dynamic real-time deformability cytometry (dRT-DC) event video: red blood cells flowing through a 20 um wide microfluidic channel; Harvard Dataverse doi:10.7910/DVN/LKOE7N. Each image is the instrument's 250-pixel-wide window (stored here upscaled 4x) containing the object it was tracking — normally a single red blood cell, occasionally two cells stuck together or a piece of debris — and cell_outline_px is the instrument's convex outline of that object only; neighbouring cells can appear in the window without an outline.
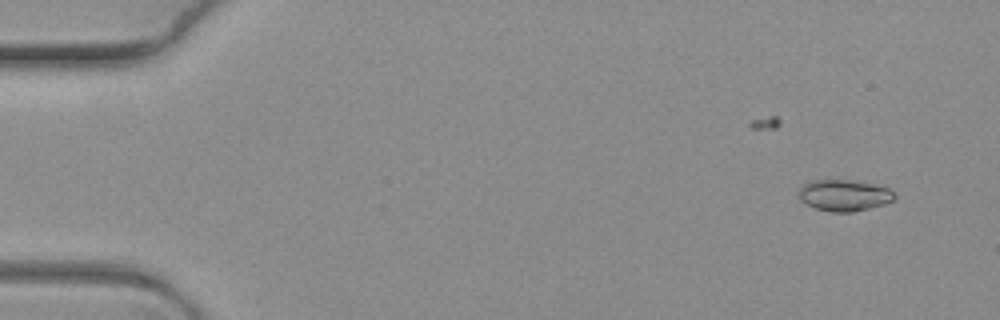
{"species": "common noctule bat (a hibernating species)", "species_latin": "Nyctalus noctula", "temperature_condition": "warm", "stored_images_in_passage": 9, "camera_frame_rate_fps": 3000, "um_per_image_px": 0.085, "animal": {"sex": "female", "body_mass_g": 19.3, "forearm_length_mm": 54.1}, "frame": {"image": 1, "passage_image": 2, "time_ms": 0.333, "image_size_px": [1000, 320], "cell_outline_px": [[896, 200], [884, 204], [852, 212], [832, 212], [816, 208], [800, 200], [800, 188], [804, 184], [812, 180], [856, 180], [888, 188], [896, 196]], "centroid_in_image_um": [71.78, 16.6], "position_along_channel_um": 13.2, "area_um2": 17.34}}
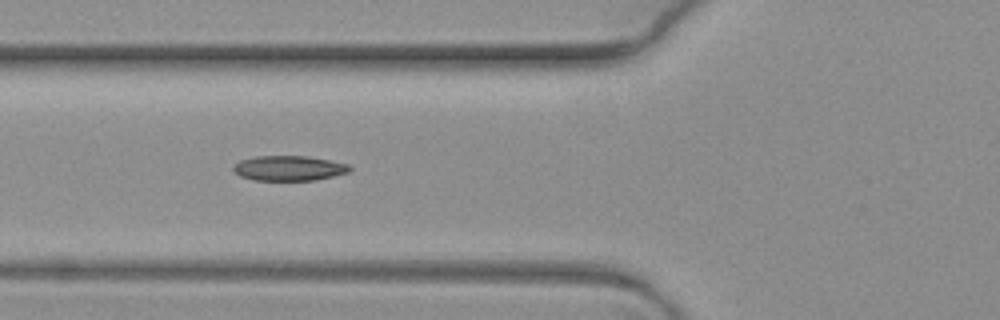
{"frame": {"image": 2, "passage_image": 8, "time_ms": 2.333, "image_size_px": [1000, 320], "cell_outline_px": [[352, 168], [348, 172], [316, 180], [252, 180], [240, 176], [232, 168], [232, 164], [240, 160], [256, 156], [308, 156], [348, 164]], "centroid_in_image_um": [24.52, 14.29], "position_along_channel_um": 101.3, "area_um2": 16.94}}
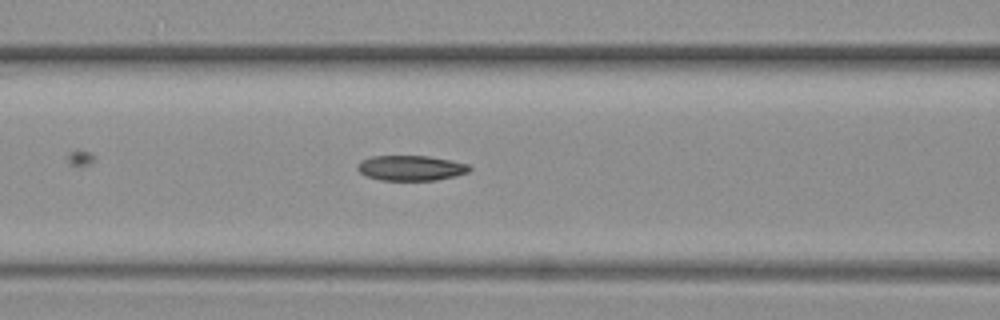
{"frame": {"image": 3, "passage_image": 9, "time_ms": 2.667, "image_size_px": [1000, 320], "cell_outline_px": [[472, 168], [468, 172], [456, 176], [436, 180], [380, 180], [368, 176], [360, 172], [356, 168], [356, 164], [360, 160], [372, 156], [428, 156], [468, 164]], "centroid_in_image_um": [34.9, 14.28], "position_along_channel_um": 131.7, "area_um2": 16.42}}